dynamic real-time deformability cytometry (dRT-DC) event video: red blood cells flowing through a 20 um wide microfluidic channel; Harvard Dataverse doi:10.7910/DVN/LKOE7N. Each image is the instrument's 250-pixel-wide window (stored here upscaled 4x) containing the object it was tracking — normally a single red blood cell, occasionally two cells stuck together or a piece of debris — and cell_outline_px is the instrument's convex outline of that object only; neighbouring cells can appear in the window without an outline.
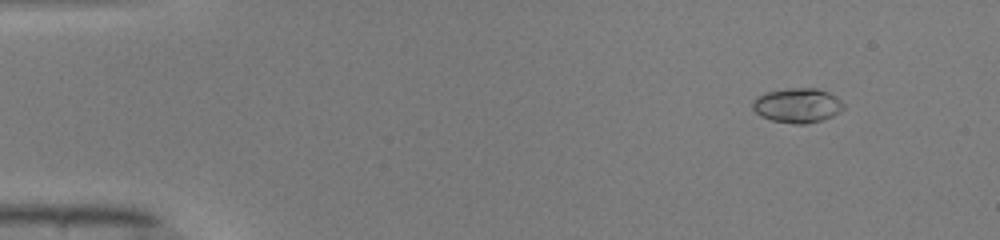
{"species": "common noctule bat (a hibernating species)", "species_latin": "Nyctalus noctula", "temperature_condition": "warm", "stored_images_in_passage": 48, "camera_frame_rate_fps": 3000, "um_per_image_px": 0.085, "animal": {"sex": "male", "body_mass_g": 19.0, "forearm_length_mm": 50.8}, "frame": {"image": 1, "passage_image": 3, "time_ms": 0.667, "image_size_px": [1000, 240], "cell_outline_px": [[844, 108], [840, 112], [832, 116], [820, 120], [804, 124], [796, 124], [772, 120], [760, 116], [752, 108], [752, 100], [756, 96], [764, 92], [788, 88], [816, 88], [828, 92], [836, 96], [844, 104]], "centroid_in_image_um": [67.75, 8.94], "position_along_channel_um": 17.2, "area_um2": 18.44}}
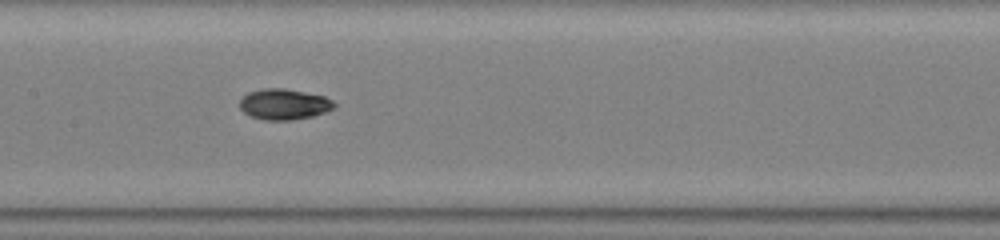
{"frame": {"image": 2, "passage_image": 23, "time_ms": 7.333, "image_size_px": [1000, 240], "cell_outline_px": [[336, 104], [332, 108], [324, 112], [312, 116], [288, 120], [264, 120], [252, 116], [244, 112], [240, 108], [240, 100], [248, 92], [260, 88], [284, 88], [324, 96], [332, 100]], "centroid_in_image_um": [24.12, 8.85], "position_along_channel_um": 183.3, "area_um2": 16.76}}
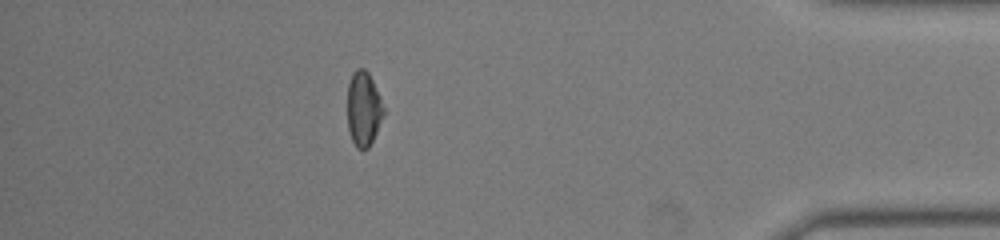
{"frame": {"image": 3, "passage_image": 42, "time_ms": 13.667, "image_size_px": [1000, 240], "cell_outline_px": [[384, 112], [376, 132], [368, 148], [356, 148], [352, 140], [348, 128], [348, 84], [352, 72], [356, 68], [364, 68], [368, 72], [380, 96], [384, 108]], "centroid_in_image_um": [30.89, 9.21], "position_along_channel_um": 404.3, "area_um2": 15.55}, "authors_computed_cell_mechanics": {"area_um2": 16.5597, "velocity_mm_per_s": 4.1181, "shape_relaxation_time_tau1_ms": 5.2889, "shape_relaxation_time_tau2_ms": 3.1021, "deformation_change_tau1": 0.2037, "deformation_change_tau2": 0.0477}}